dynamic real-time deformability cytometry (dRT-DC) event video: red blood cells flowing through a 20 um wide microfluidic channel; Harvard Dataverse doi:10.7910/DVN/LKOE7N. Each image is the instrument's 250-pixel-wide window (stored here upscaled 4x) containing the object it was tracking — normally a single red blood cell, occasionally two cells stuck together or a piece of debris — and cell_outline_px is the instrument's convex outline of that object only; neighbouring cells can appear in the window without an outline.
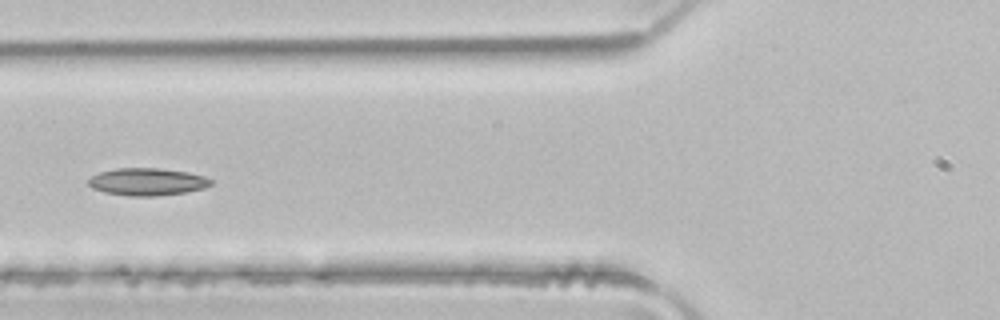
{"species": "common noctule bat (a hibernating species)", "species_latin": "Nyctalus noctula", "temperature_condition": "room temperature", "stored_images_in_passage": 5, "camera_frame_rate_fps": 3000, "um_per_image_px": 0.085, "animal": {"sex": "male", "body_mass_g": 21.5, "forearm_length_mm": 52.0}, "frame": {"image": 1, "passage_image": 5, "time_ms": 1.333, "image_size_px": [1000, 320], "cell_outline_px": [[212, 184], [204, 188], [184, 192], [156, 196], [128, 196], [104, 192], [92, 188], [88, 184], [88, 180], [92, 176], [100, 172], [116, 168], [160, 168], [188, 172], [204, 176], [212, 180]], "centroid_in_image_um": [12.51, 15.45], "position_along_channel_um": 113.3, "area_um2": 19.54}}